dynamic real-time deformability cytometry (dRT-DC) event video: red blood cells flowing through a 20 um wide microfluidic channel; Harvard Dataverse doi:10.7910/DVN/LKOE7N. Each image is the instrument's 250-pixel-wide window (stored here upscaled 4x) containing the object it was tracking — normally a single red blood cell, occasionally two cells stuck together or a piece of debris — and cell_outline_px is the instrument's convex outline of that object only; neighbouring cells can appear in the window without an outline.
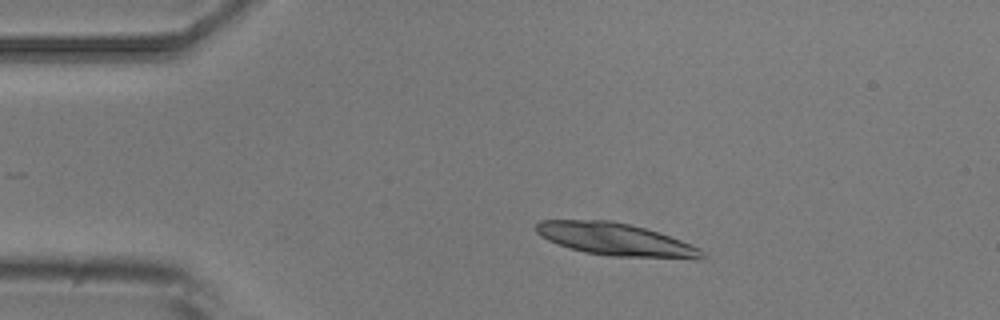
{"species": "common noctule bat (a hibernating species)", "species_latin": "Nyctalus noctula", "temperature_condition": "room temperature", "stored_images_in_passage": 3, "camera_frame_rate_fps": 3000, "um_per_image_px": 0.085, "animal": {"sex": "male", "body_mass_g": 20.5, "forearm_length_mm": 52.5}, "frame": {"image": 1, "passage_image": 2, "time_ms": 1.0, "image_size_px": [1000, 320], "cell_outline_px": [[708, 256], [704, 260], [692, 260], [612, 256], [584, 252], [548, 240], [540, 236], [536, 232], [536, 224], [540, 220], [612, 220], [644, 228], [680, 240], [700, 248]], "centroid_in_image_um": [52.42, 20.38], "position_along_channel_um": 32.6, "area_um2": 31.67}}